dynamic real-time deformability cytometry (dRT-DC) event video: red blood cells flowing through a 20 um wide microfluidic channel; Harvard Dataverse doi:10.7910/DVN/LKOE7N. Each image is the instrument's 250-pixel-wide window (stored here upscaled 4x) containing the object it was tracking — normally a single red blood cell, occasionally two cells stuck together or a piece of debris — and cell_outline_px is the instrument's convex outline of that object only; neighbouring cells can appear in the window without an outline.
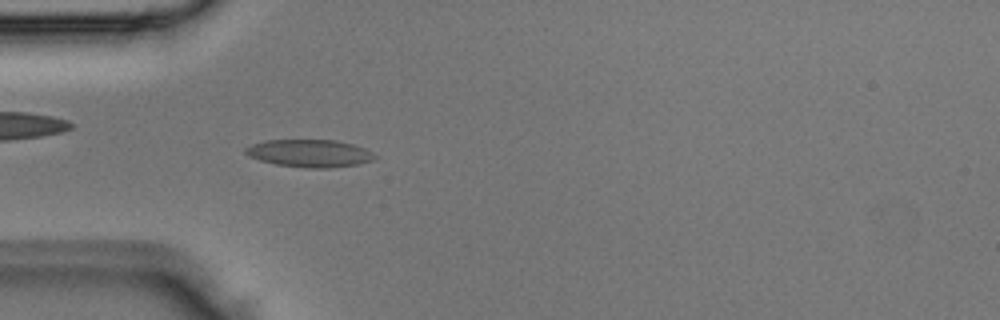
{"species": "Egyptian fruit bat (a non-hibernating species)", "species_latin": "Rousettus aegyptiacus", "temperature_condition": "room temperature", "stored_images_in_passage": 1, "camera_frame_rate_fps": 3000, "um_per_image_px": 0.085, "animal": {"sex": "male"}, "frame": {"image": 1, "passage_image": 1, "time_ms": 0.0, "image_size_px": [1000, 320], "cell_outline_px": [[376, 160], [360, 164], [328, 168], [308, 168], [276, 164], [260, 160], [248, 156], [244, 152], [244, 148], [252, 144], [264, 140], [336, 140], [352, 144], [364, 148], [372, 152], [376, 156]], "centroid_in_image_um": [26.33, 13.03], "position_along_channel_um": 58.7, "area_um2": 20.87}}